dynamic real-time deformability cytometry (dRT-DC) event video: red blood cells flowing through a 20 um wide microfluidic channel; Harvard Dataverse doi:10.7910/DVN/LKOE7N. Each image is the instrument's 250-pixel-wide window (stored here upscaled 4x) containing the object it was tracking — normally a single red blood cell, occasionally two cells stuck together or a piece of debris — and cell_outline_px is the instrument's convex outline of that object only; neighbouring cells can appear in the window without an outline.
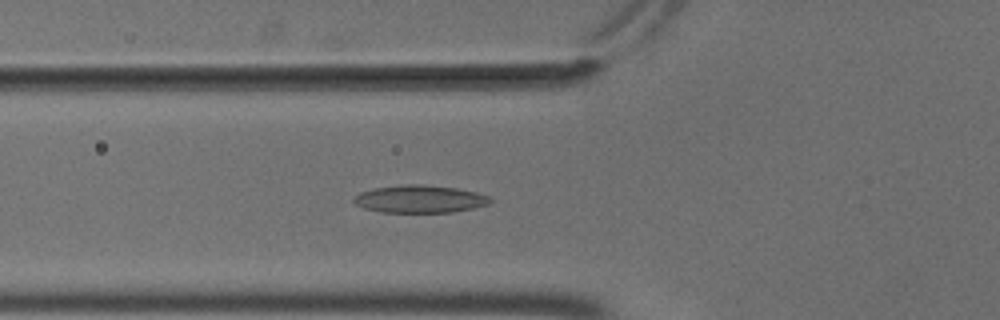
{"species": "common noctule bat (a hibernating species)", "species_latin": "Nyctalus noctula", "temperature_condition": "cold", "stored_images_in_passage": 47, "camera_frame_rate_fps": 3000, "um_per_image_px": 0.085, "animal": {"sex": "male", "body_mass_g": 18.8}, "frame": {"image": 1, "passage_image": 12, "time_ms": 3.667, "image_size_px": [1000, 320], "cell_outline_px": [[492, 200], [488, 204], [472, 208], [452, 212], [380, 212], [364, 208], [356, 204], [352, 200], [360, 192], [372, 188], [404, 184], [424, 184], [456, 188], [476, 192], [488, 196]], "centroid_in_image_um": [35.65, 16.91], "position_along_channel_um": 90.1, "area_um2": 21.91}}
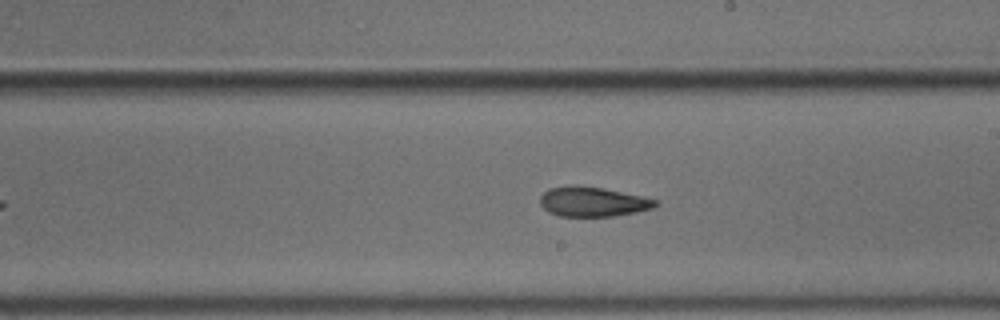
{"frame": {"image": 2, "passage_image": 24, "time_ms": 7.667, "image_size_px": [1000, 320], "cell_outline_px": [[660, 204], [652, 208], [636, 212], [612, 216], [560, 216], [548, 212], [540, 204], [540, 196], [548, 188], [572, 184], [576, 184], [604, 188], [660, 200]], "centroid_in_image_um": [50.38, 17.13], "position_along_channel_um": 238.6, "area_um2": 20.23}}
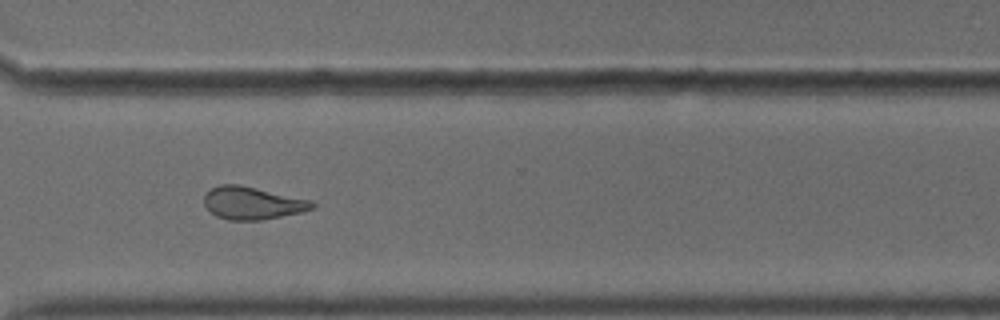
{"frame": {"image": 3, "passage_image": 33, "time_ms": 10.667, "image_size_px": [1000, 320], "cell_outline_px": [[316, 204], [312, 208], [300, 212], [264, 220], [228, 220], [216, 216], [204, 204], [204, 192], [220, 184], [240, 184], [312, 200]], "centroid_in_image_um": [21.44, 17.25], "position_along_channel_um": 349.2, "area_um2": 20.63}, "authors_computed_cell_mechanics": {"area_um2": 20.808, "velocity_mm_per_s": 3.6972, "shape_relaxation_time_tau1_ms": 8.9288, "shape_relaxation_time_tau2_ms": 3.0361, "deformation_change_tau1": 0.2083, "deformation_change_tau2": 0.0966}}